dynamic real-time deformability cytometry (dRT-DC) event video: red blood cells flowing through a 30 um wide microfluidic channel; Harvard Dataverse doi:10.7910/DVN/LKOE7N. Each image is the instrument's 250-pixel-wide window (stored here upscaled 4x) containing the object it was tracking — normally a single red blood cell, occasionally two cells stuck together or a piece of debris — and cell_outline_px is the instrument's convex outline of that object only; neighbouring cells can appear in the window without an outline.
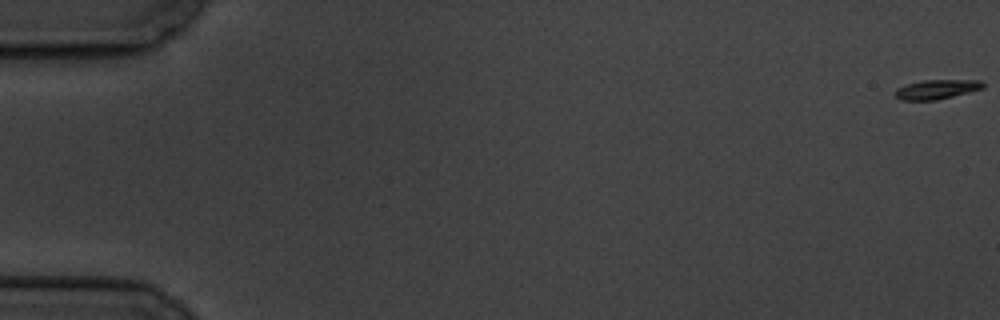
{"species": "common noctule bat (a hibernating species)", "species_latin": "Nyctalus noctula", "temperature_condition": "cold", "stored_images_in_passage": 11, "camera_frame_rate_fps": 3000, "um_per_image_px": 0.085, "animal": {"sex": "male", "body_mass_g": 19.5, "forearm_length_mm": 54.6}, "frame": {"image": 1, "passage_image": 1, "time_ms": 0.0, "image_size_px": [1000, 320], "cell_outline_px": [[984, 88], [936, 100], [900, 100], [892, 92], [896, 88], [904, 84], [924, 80], [980, 80], [984, 84]], "centroid_in_image_um": [79.55, 7.59], "position_along_channel_um": 5.4, "area_um2": 10.0}}
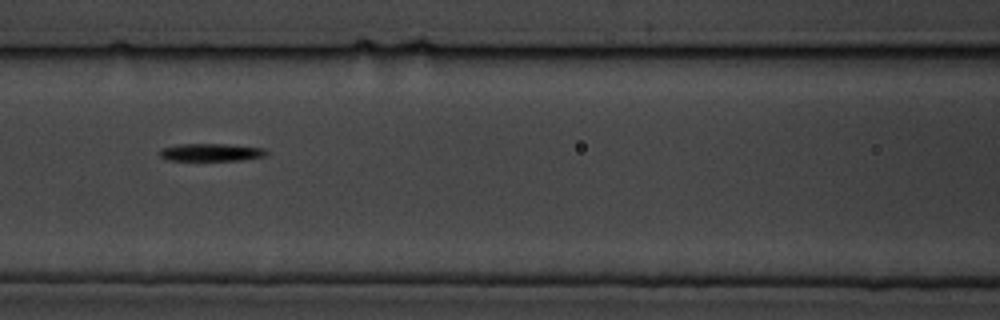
{"frame": {"image": 2, "passage_image": 8, "time_ms": 9.0, "image_size_px": [1000, 320], "cell_outline_px": [[268, 152], [264, 156], [240, 160], [168, 160], [160, 156], [160, 148], [180, 144], [228, 144], [264, 148]], "centroid_in_image_um": [17.93, 12.94], "position_along_channel_um": 148.7, "area_um2": 10.87}}
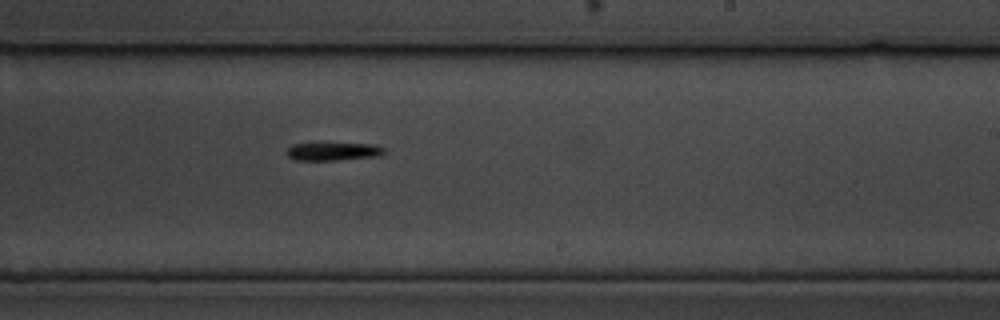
{"frame": {"image": 3, "passage_image": 11, "time_ms": 12.333, "image_size_px": [1000, 320], "cell_outline_px": [[384, 152], [380, 156], [336, 160], [296, 160], [288, 156], [288, 148], [292, 144], [376, 144], [384, 148]], "centroid_in_image_um": [28.36, 12.88], "position_along_channel_um": 260.6, "area_um2": 10.0}}